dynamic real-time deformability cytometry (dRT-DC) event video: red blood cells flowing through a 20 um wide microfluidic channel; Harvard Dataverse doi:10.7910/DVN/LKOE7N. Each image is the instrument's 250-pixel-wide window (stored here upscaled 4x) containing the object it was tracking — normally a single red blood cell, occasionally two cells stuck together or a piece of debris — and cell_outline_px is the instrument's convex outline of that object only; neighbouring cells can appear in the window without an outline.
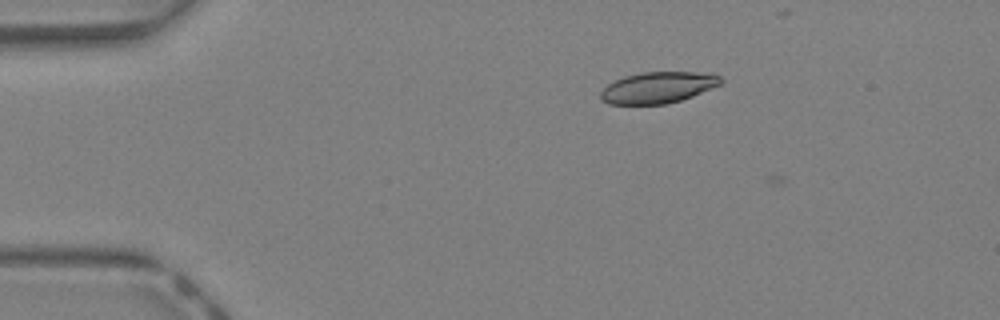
{"species": "Egyptian fruit bat (a non-hibernating species)", "species_latin": "Rousettus aegyptiacus", "temperature_condition": "warm", "stored_images_in_passage": 4, "camera_frame_rate_fps": 3000, "um_per_image_px": 0.085, "animal": {"sex": "female"}, "frame": {"image": 1, "passage_image": 2, "time_ms": 0.333, "image_size_px": [1000, 320], "cell_outline_px": [[724, 80], [720, 84], [692, 96], [680, 100], [664, 104], [608, 104], [600, 100], [600, 92], [608, 84], [624, 76], [640, 72], [696, 72], [720, 76]], "centroid_in_image_um": [55.88, 7.44], "position_along_channel_um": 29.1, "area_um2": 21.73}}